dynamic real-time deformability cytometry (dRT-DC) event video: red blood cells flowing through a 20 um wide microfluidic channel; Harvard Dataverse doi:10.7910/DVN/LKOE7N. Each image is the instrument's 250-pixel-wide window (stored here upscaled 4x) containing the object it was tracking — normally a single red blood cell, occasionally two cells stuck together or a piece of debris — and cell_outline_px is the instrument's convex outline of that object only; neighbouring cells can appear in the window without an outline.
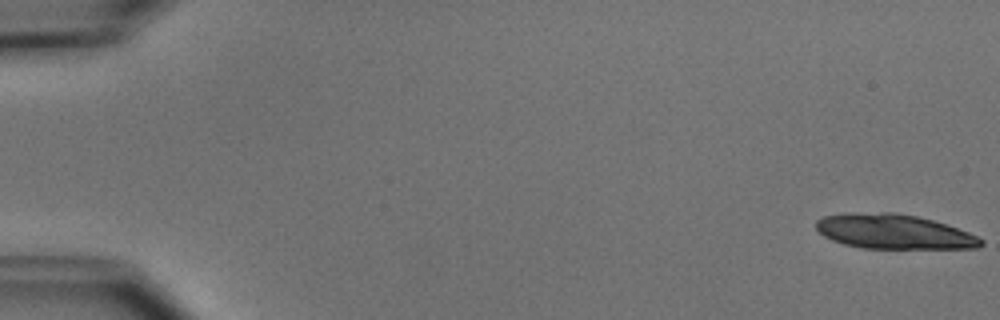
{"species": "common noctule bat (a hibernating species)", "species_latin": "Nyctalus noctula", "temperature_condition": "cold", "stored_images_in_passage": 6, "camera_frame_rate_fps": 3000, "um_per_image_px": 0.085, "animal": {"sex": "male", "body_mass_g": 15.6}, "frame": {"image": 1, "passage_image": 1, "time_ms": 0.0, "image_size_px": [1000, 320], "cell_outline_px": [[984, 244], [980, 248], [860, 248], [844, 244], [832, 240], [824, 236], [816, 228], [816, 220], [824, 216], [852, 212], [896, 212], [916, 216], [948, 224], [968, 232], [984, 240]], "centroid_in_image_um": [75.98, 19.68], "position_along_channel_um": 9.0, "area_um2": 33.41}}
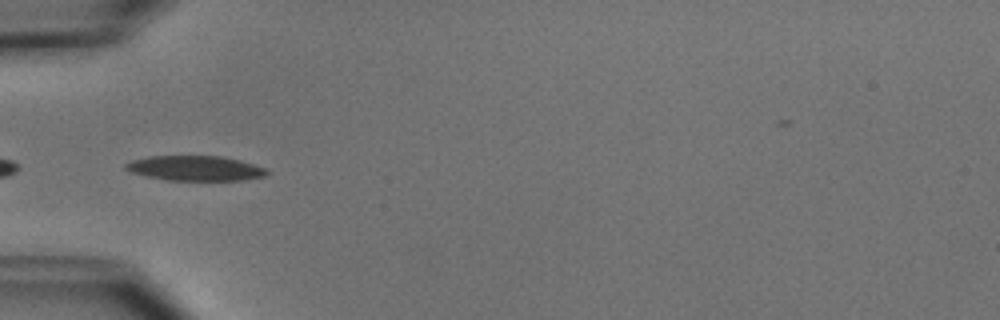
{"frame": {"image": 2, "passage_image": 6, "time_ms": 5.667, "image_size_px": [1000, 320], "cell_outline_px": [[268, 172], [264, 176], [244, 180], [168, 180], [148, 176], [132, 172], [124, 168], [124, 164], [132, 160], [148, 156], [220, 156], [240, 160], [264, 168]], "centroid_in_image_um": [16.57, 14.29], "position_along_channel_um": 68.4, "area_um2": 20.29}}